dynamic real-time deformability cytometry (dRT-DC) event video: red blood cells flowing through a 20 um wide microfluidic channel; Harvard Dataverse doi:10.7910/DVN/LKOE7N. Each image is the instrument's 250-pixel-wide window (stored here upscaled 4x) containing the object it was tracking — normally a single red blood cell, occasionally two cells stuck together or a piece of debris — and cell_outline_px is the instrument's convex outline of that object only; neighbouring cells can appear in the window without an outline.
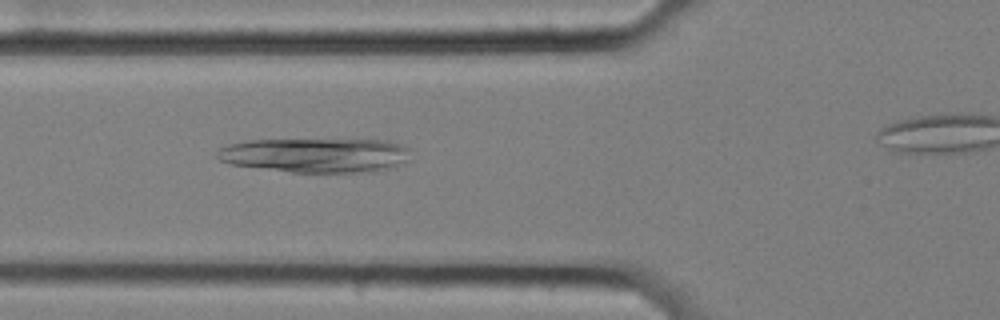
{"species": "common noctule bat (a hibernating species)", "species_latin": "Nyctalus noctula", "temperature_condition": "cold", "stored_images_in_passage": 47, "camera_frame_rate_fps": 3000, "um_per_image_px": 0.085, "animal": {"sex": "female", "body_mass_g": 25.1}, "frame": {"image": 1, "passage_image": 18, "time_ms": 5.667, "image_size_px": [1000, 320], "cell_outline_px": [[408, 160], [396, 168], [372, 172], [292, 172], [228, 164], [220, 160], [216, 156], [216, 152], [220, 148], [228, 144], [244, 140], [388, 140], [400, 144], [408, 148]], "centroid_in_image_um": [26.83, 13.2], "position_along_channel_um": 99.0, "area_um2": 39.13}}
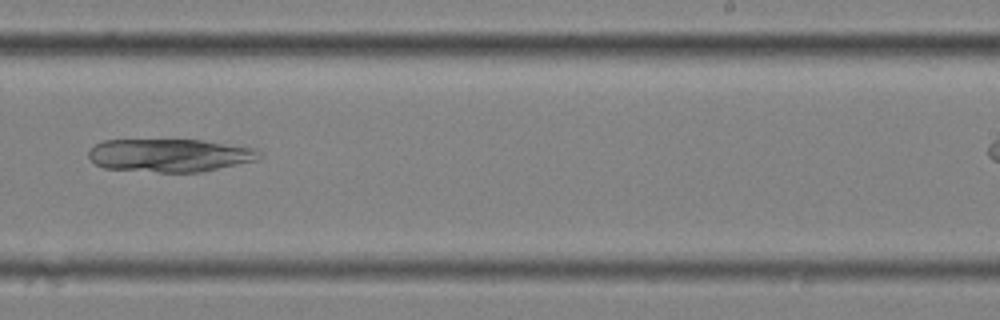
{"frame": {"image": 2, "passage_image": 33, "time_ms": 10.667, "image_size_px": [1000, 320], "cell_outline_px": [[260, 156], [256, 160], [200, 172], [156, 172], [104, 168], [96, 164], [88, 156], [88, 152], [96, 144], [104, 140], [200, 140], [256, 148], [260, 152]], "centroid_in_image_um": [14.41, 13.2], "position_along_channel_um": 274.6, "area_um2": 32.66}}
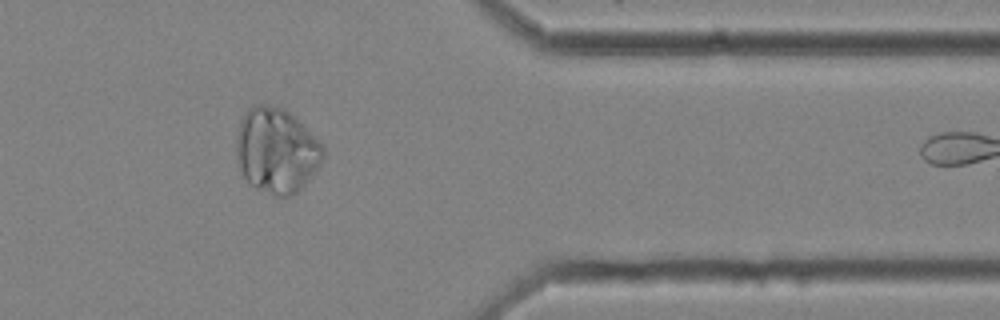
{"frame": {"image": 3, "passage_image": 44, "time_ms": 14.333, "image_size_px": [1000, 320], "cell_outline_px": [[324, 160], [312, 176], [292, 196], [272, 196], [256, 188], [244, 176], [236, 160], [236, 136], [240, 120], [244, 112], [252, 104], [268, 104], [284, 108], [324, 144]], "centroid_in_image_um": [23.5, 12.77], "position_along_channel_um": 387.9, "area_um2": 43.47}}